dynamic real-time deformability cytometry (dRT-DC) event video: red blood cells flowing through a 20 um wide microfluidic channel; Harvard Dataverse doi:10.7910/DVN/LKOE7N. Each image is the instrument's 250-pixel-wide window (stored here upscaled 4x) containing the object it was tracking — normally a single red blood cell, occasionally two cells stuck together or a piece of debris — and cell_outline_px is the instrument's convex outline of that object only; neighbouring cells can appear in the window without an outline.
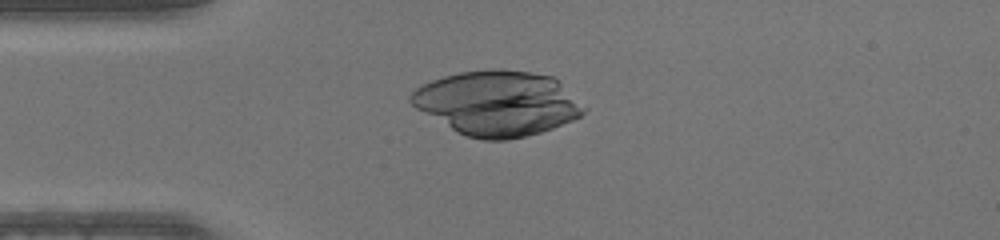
{"species": "human", "species_latin": "Homo sapiens", "temperature_condition": "warm", "stored_images_in_passage": 46, "camera_frame_rate_fps": 3000, "um_per_image_px": 0.085, "donor": {"sex": "male"}, "frame": {"image": 1, "passage_image": 11, "time_ms": 3.333, "image_size_px": [1000, 240], "cell_outline_px": [[588, 108], [580, 116], [572, 120], [552, 128], [540, 132], [508, 140], [484, 140], [468, 136], [456, 132], [416, 108], [408, 100], [408, 96], [416, 88], [432, 80], [444, 76], [460, 72], [492, 68], [500, 68], [528, 72], [552, 76]], "centroid_in_image_um": [42.27, 8.76], "position_along_channel_um": 42.7, "area_um2": 65.08}}
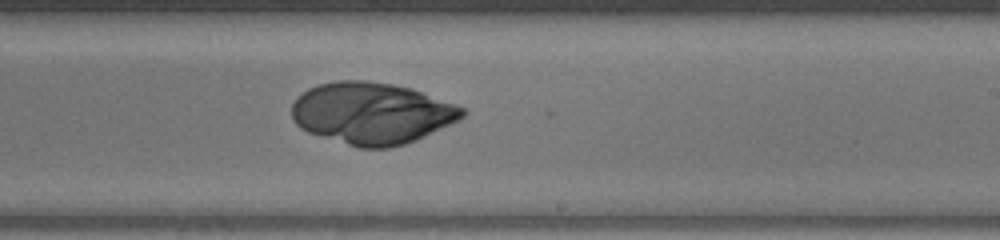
{"frame": {"image": 2, "passage_image": 27, "time_ms": 8.667, "image_size_px": [1000, 240], "cell_outline_px": [[468, 112], [460, 120], [416, 140], [404, 144], [388, 148], [360, 148], [308, 132], [300, 128], [292, 120], [292, 104], [296, 96], [308, 88], [320, 84], [336, 80], [368, 80], [392, 84], [412, 88], [456, 104], [464, 108]], "centroid_in_image_um": [31.61, 9.61], "position_along_channel_um": 257.4, "area_um2": 61.67}}
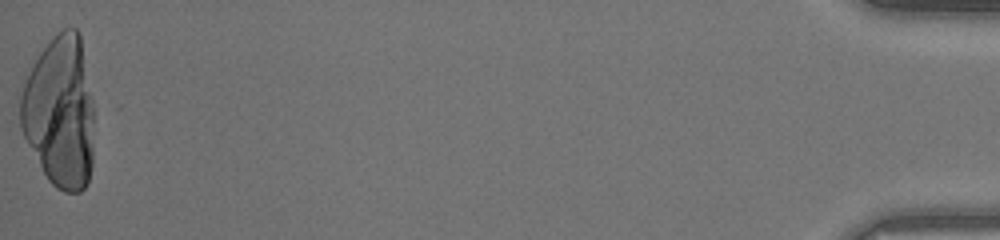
{"frame": {"image": 3, "passage_image": 46, "time_ms": 15.0, "image_size_px": [1000, 240], "cell_outline_px": [[92, 164], [88, 184], [80, 192], [64, 192], [56, 188], [48, 180], [28, 144], [20, 128], [20, 96], [24, 84], [40, 52], [52, 36], [56, 32], [64, 28], [76, 28], [80, 32], [92, 100]], "centroid_in_image_um": [5.09, 9.53], "position_along_channel_um": 430.1, "area_um2": 64.97}}